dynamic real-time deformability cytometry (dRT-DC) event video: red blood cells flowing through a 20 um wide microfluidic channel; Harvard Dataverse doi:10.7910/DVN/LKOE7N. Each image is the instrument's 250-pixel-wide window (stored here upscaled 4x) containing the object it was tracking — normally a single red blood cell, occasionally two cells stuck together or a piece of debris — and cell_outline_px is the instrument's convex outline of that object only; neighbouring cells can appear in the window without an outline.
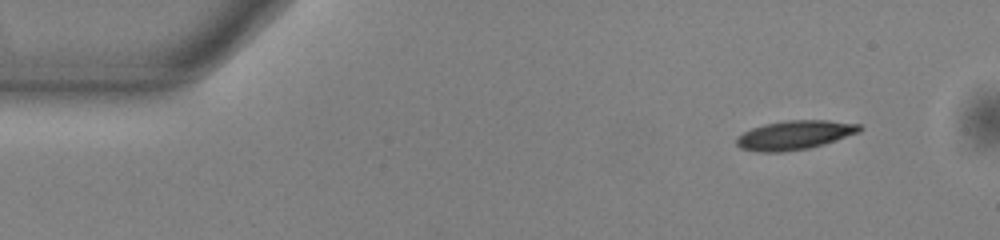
{"species": "common noctule bat (a hibernating species)", "species_latin": "Nyctalus noctula", "temperature_condition": "warm", "stored_images_in_passage": 49, "camera_frame_rate_fps": 3000, "um_per_image_px": 0.085, "animal": {"sex": "male", "body_mass_g": 13.0, "forearm_length_mm": 53.1}, "frame": {"image": 1, "passage_image": 1, "time_ms": 0.0, "image_size_px": [1000, 240], "cell_outline_px": [[864, 128], [860, 132], [824, 144], [808, 148], [784, 152], [756, 152], [740, 148], [736, 144], [736, 136], [752, 128], [764, 124], [788, 120], [828, 120], [860, 124]], "centroid_in_image_um": [67.54, 11.48], "position_along_channel_um": 17.5, "area_um2": 20.98}}
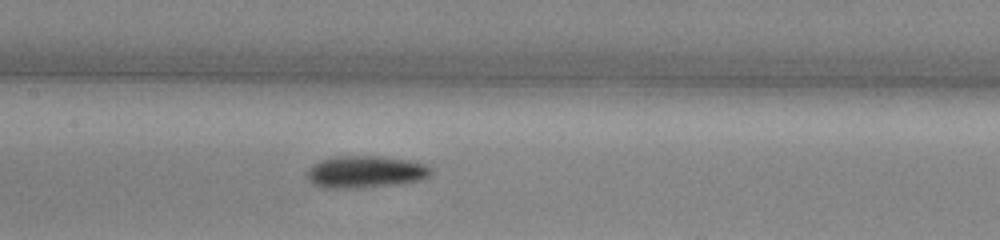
{"frame": {"image": 2, "passage_image": 21, "time_ms": 6.667, "image_size_px": [1000, 240], "cell_outline_px": [[432, 176], [424, 180], [396, 184], [360, 188], [320, 188], [312, 184], [308, 180], [308, 172], [312, 164], [320, 160], [336, 156], [380, 156], [412, 160], [424, 164], [432, 168]], "centroid_in_image_um": [31.1, 14.61], "position_along_channel_um": 176.3, "area_um2": 23.58}}
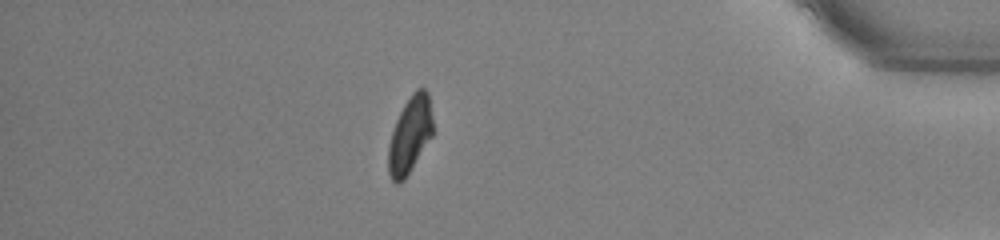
{"frame": {"image": 3, "passage_image": 42, "time_ms": 13.667, "image_size_px": [1000, 240], "cell_outline_px": [[432, 136], [404, 180], [400, 184], [396, 184], [392, 180], [388, 172], [388, 144], [396, 120], [404, 104], [412, 92], [416, 88], [424, 88], [428, 92], [432, 116]], "centroid_in_image_um": [34.83, 11.47], "position_along_channel_um": 400.4, "area_um2": 19.83}, "authors_computed_cell_mechanics": {"area_um2": 21.0392, "velocity_mm_per_s": 3.8261, "shape_relaxation_time_tau1_ms": 3.8346, "shape_relaxation_time_tau2_ms": 4.7559, "deformation_change_tau1": 0.1472, "deformation_change_tau2": 0.127}}